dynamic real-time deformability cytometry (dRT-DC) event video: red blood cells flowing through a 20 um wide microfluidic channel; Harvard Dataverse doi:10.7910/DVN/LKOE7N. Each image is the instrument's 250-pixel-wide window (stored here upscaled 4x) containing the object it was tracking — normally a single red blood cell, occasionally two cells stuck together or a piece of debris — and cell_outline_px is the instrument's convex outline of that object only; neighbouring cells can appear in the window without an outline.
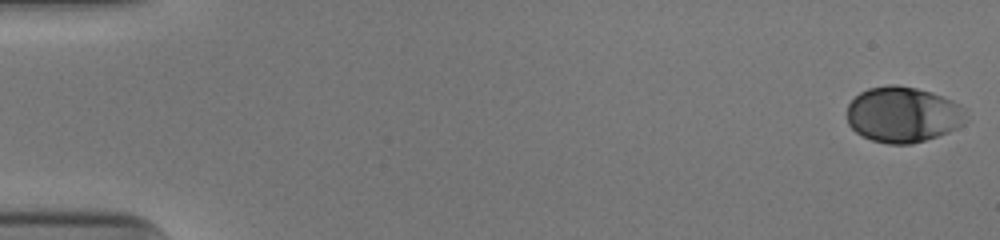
{"species": "human", "species_latin": "Homo sapiens", "temperature_condition": "cold", "stored_images_in_passage": 52, "camera_frame_rate_fps": 3000, "um_per_image_px": 0.085, "donor": {"sex": "male"}, "frame": {"image": 1, "passage_image": 1, "time_ms": 0.0, "image_size_px": [1000, 240], "cell_outline_px": [[968, 120], [964, 124], [948, 132], [912, 144], [888, 144], [872, 140], [856, 132], [848, 124], [848, 104], [860, 92], [868, 88], [888, 84], [896, 84], [916, 88], [932, 92], [952, 100], [960, 104], [964, 108]], "centroid_in_image_um": [76.77, 9.73], "position_along_channel_um": 8.2, "area_um2": 38.78}}
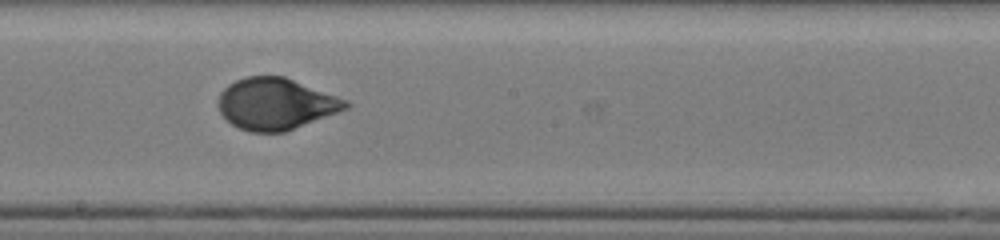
{"frame": {"image": 2, "passage_image": 30, "time_ms": 9.667, "image_size_px": [1000, 240], "cell_outline_px": [[352, 104], [348, 108], [284, 132], [252, 132], [240, 128], [232, 124], [220, 112], [220, 92], [228, 84], [244, 76], [284, 76], [348, 100]], "centroid_in_image_um": [23.46, 8.81], "position_along_channel_um": 224.7, "area_um2": 37.92}}
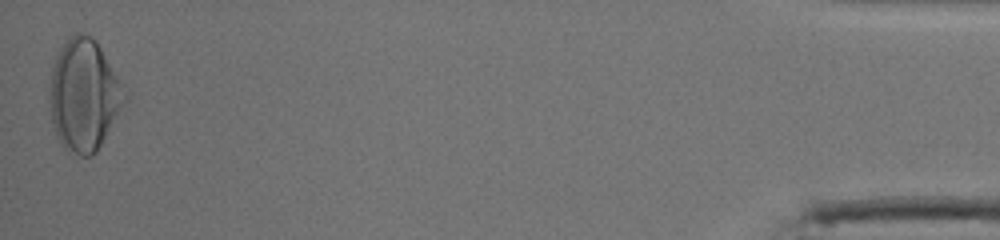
{"frame": {"image": 3, "passage_image": 52, "time_ms": 17.0, "image_size_px": [1000, 240], "cell_outline_px": [[128, 100], [96, 152], [92, 156], [80, 156], [68, 152], [60, 144], [56, 136], [52, 124], [48, 100], [48, 88], [52, 68], [56, 56], [60, 48], [76, 32], [84, 32], [92, 36], [96, 40], [120, 80], [128, 96]], "centroid_in_image_um": [7.12, 8.11], "position_along_channel_um": 428.1, "area_um2": 49.48}, "authors_computed_cell_mechanics": {"area_um2": 38.3792, "velocity_mm_per_s": 3.9489, "shape_relaxation_time_tau1_ms": 3.5341, "shape_relaxation_time_tau2_ms": null, "deformation_change_tau1": 0.1715, "deformation_change_tau2": null}}